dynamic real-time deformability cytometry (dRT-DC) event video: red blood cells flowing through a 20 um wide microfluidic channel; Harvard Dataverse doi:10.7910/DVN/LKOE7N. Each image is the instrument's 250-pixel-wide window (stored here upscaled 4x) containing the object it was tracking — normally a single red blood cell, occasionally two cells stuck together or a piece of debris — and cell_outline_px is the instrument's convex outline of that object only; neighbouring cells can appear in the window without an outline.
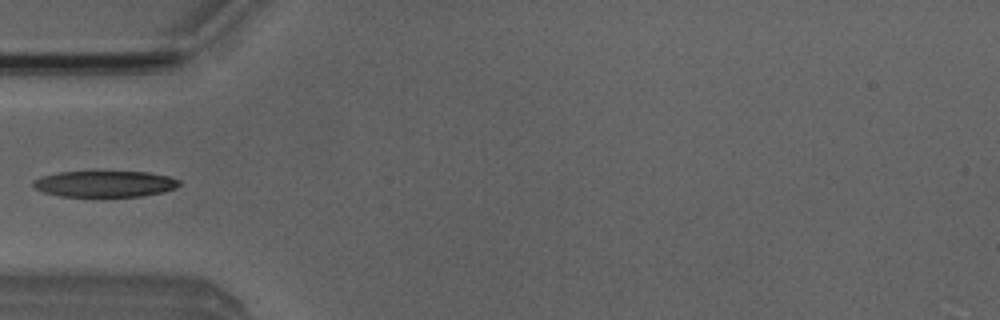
{"species": "Egyptian fruit bat (a non-hibernating species)", "species_latin": "Rousettus aegyptiacus", "temperature_condition": "room temperature", "stored_images_in_passage": 4, "camera_frame_rate_fps": 3000, "um_per_image_px": 0.085, "animal": {"sex": "male"}, "frame": {"image": 1, "passage_image": 4, "time_ms": 3.333, "image_size_px": [1000, 320], "cell_outline_px": [[180, 184], [176, 188], [164, 192], [144, 196], [60, 196], [44, 192], [36, 188], [32, 184], [32, 180], [40, 176], [56, 172], [92, 168], [148, 172], [168, 176], [180, 180]], "centroid_in_image_um": [8.88, 15.56], "position_along_channel_um": 76.1, "area_um2": 23.64}}